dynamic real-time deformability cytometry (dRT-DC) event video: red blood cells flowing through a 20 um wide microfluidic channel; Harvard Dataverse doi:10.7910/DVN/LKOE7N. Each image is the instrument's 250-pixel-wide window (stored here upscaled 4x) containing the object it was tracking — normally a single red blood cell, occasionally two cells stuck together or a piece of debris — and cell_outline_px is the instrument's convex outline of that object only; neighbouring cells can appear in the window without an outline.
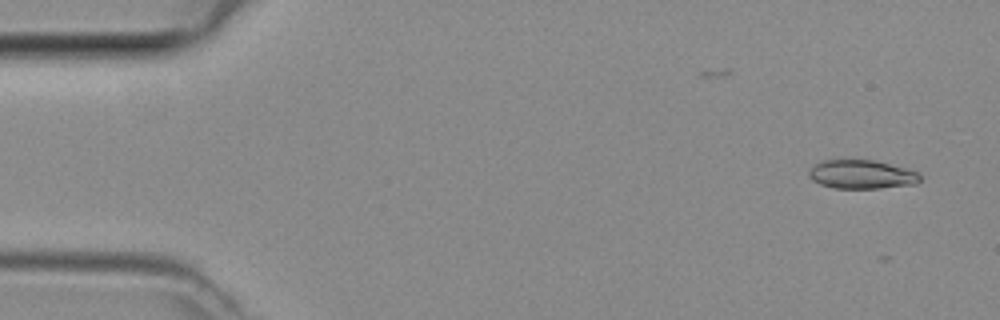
{"species": "common noctule bat (a hibernating species)", "species_latin": "Nyctalus noctula", "temperature_condition": "room temperature", "stored_images_in_passage": 2, "camera_frame_rate_fps": 3000, "um_per_image_px": 0.085, "animal": {"sex": "female", "body_mass_g": 29.2, "forearm_length_mm": 56.3}, "frame": {"image": 1, "passage_image": 2, "time_ms": 0.333, "image_size_px": [1000, 320], "cell_outline_px": [[920, 180], [916, 184], [880, 188], [836, 188], [820, 184], [812, 180], [808, 176], [808, 172], [816, 164], [824, 160], [872, 160], [904, 168], [916, 172], [920, 176]], "centroid_in_image_um": [73.22, 14.83], "position_along_channel_um": 11.8, "area_um2": 18.32}}